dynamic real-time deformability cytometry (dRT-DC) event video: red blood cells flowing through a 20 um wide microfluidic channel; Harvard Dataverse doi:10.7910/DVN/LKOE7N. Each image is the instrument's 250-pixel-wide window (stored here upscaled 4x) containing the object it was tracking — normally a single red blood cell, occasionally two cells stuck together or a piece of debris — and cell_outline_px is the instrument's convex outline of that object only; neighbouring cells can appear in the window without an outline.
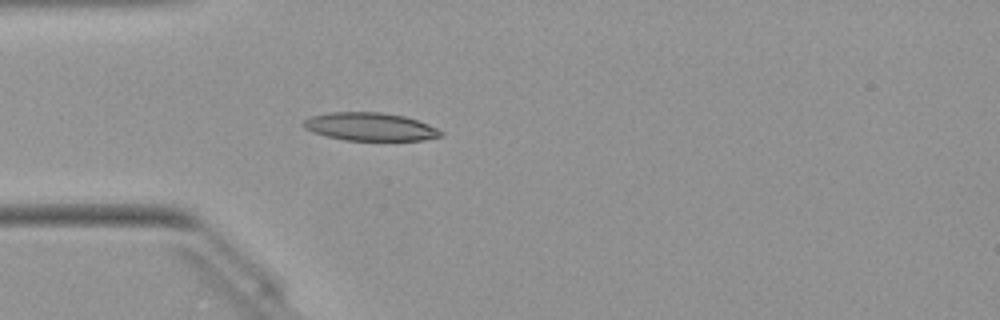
{"species": "Egyptian fruit bat (a non-hibernating species)", "species_latin": "Rousettus aegyptiacus", "temperature_condition": "warm", "stored_images_in_passage": 10, "camera_frame_rate_fps": 3000, "um_per_image_px": 0.085, "animal": {"sex": "female"}, "frame": {"image": 1, "passage_image": 6, "time_ms": 1.667, "image_size_px": [1000, 320], "cell_outline_px": [[444, 132], [440, 136], [424, 140], [344, 140], [312, 132], [304, 128], [300, 124], [304, 120], [312, 116], [328, 112], [380, 112], [404, 116], [428, 124]], "centroid_in_image_um": [31.42, 10.77], "position_along_channel_um": 53.6, "area_um2": 22.37}}
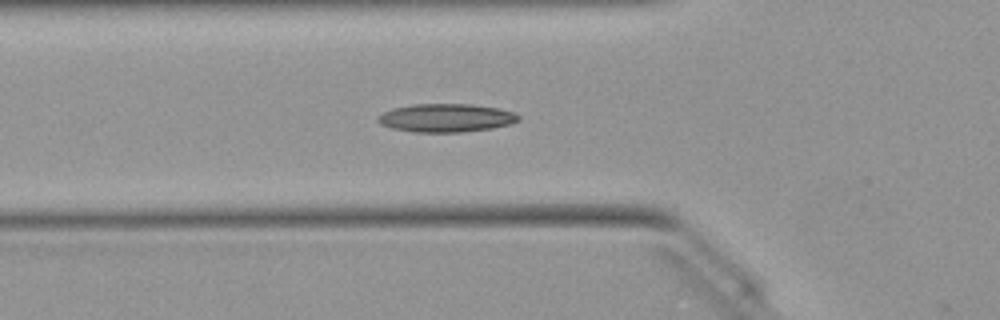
{"frame": {"image": 2, "passage_image": 9, "time_ms": 2.667, "image_size_px": [1000, 320], "cell_outline_px": [[520, 120], [512, 124], [492, 128], [464, 132], [412, 132], [392, 128], [380, 124], [376, 120], [376, 116], [392, 108], [412, 104], [472, 104], [500, 108], [512, 112], [520, 116]], "centroid_in_image_um": [37.91, 10.02], "position_along_channel_um": 87.9, "area_um2": 23.47}}